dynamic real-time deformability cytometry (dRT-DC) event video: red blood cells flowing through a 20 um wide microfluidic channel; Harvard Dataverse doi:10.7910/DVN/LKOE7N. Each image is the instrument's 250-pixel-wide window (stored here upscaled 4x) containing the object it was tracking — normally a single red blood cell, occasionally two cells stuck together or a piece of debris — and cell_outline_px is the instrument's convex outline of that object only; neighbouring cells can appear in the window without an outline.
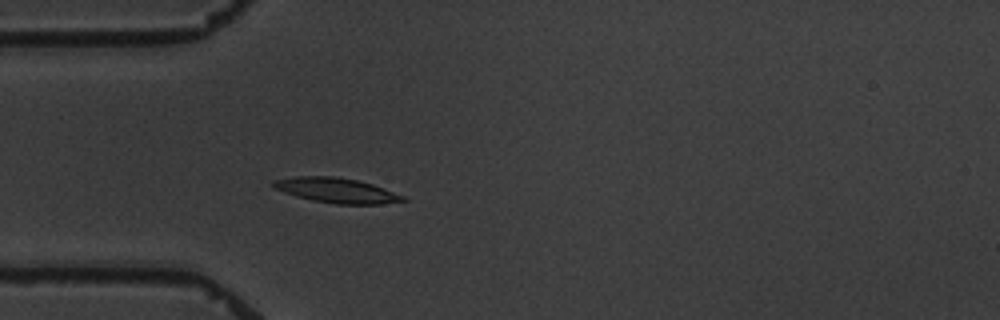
{"species": "common noctule bat (a hibernating species)", "species_latin": "Nyctalus noctula", "temperature_condition": "warm", "stored_images_in_passage": 4, "camera_frame_rate_fps": 3000, "um_per_image_px": 0.085, "animal": {"sex": "male", "body_mass_g": 19.5, "forearm_length_mm": 54.6}, "frame": {"image": 1, "passage_image": 4, "time_ms": 3.333, "image_size_px": [1000, 320], "cell_outline_px": [[408, 200], [380, 204], [336, 204], [312, 200], [296, 196], [284, 192], [276, 188], [272, 184], [272, 180], [296, 176], [336, 176], [356, 180], [372, 184], [384, 188], [404, 196]], "centroid_in_image_um": [28.6, 16.18], "position_along_channel_um": 56.4, "area_um2": 18.73}}